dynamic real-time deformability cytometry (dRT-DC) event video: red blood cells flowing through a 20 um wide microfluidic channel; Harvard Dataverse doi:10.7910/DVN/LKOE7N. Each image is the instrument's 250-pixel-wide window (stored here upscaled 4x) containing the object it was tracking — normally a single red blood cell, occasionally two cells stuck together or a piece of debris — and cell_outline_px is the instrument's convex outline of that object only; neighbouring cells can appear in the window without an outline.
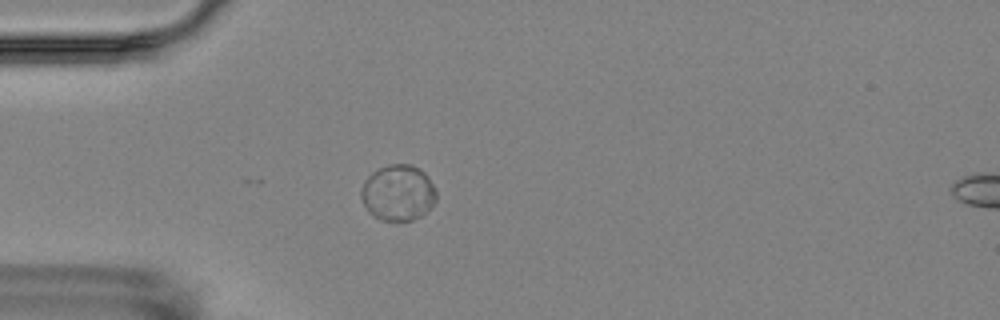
{"species": "Egyptian fruit bat (a non-hibernating species)", "species_latin": "Rousettus aegyptiacus", "temperature_condition": "room temperature", "stored_images_in_passage": 2, "camera_frame_rate_fps": 3000, "um_per_image_px": 0.085, "animal": {"sex": "female"}, "frame": {"image": 1, "passage_image": 1, "time_ms": 0.0, "image_size_px": [1000, 320], "cell_outline_px": [[436, 200], [432, 208], [428, 212], [412, 220], [380, 220], [368, 212], [360, 196], [360, 188], [364, 180], [372, 172], [388, 164], [412, 164], [420, 168], [428, 176], [436, 188]], "centroid_in_image_um": [33.85, 16.38], "position_along_channel_um": 51.2, "area_um2": 24.91}}